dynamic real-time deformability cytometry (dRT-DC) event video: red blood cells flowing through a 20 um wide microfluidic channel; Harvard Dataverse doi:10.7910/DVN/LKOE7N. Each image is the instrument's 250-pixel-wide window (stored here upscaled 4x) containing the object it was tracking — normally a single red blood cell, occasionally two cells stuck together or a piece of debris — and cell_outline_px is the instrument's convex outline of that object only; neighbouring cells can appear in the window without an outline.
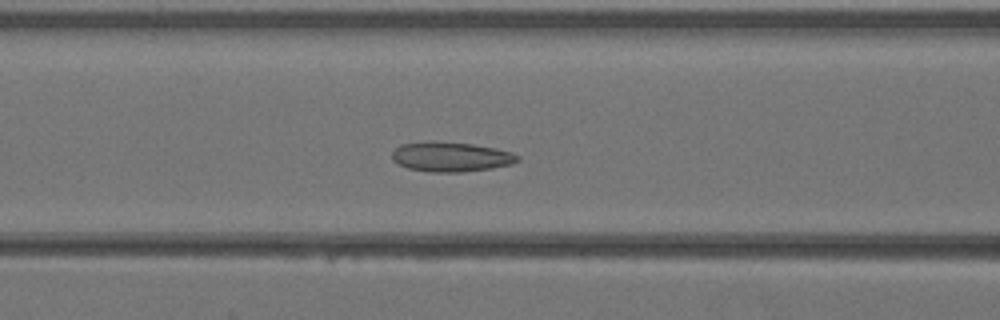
{"species": "Egyptian fruit bat (a non-hibernating species)", "species_latin": "Rousettus aegyptiacus", "temperature_condition": "warm", "stored_images_in_passage": 40, "camera_frame_rate_fps": 3000, "um_per_image_px": 0.085, "animal": {"sex": "female"}, "frame": {"image": 1, "passage_image": 16, "time_ms": 5.0, "image_size_px": [1000, 320], "cell_outline_px": [[520, 160], [512, 164], [492, 168], [460, 172], [432, 172], [408, 168], [392, 160], [392, 152], [400, 144], [472, 144], [496, 148], [512, 152], [520, 156]], "centroid_in_image_um": [38.41, 13.37], "position_along_channel_um": 128.2, "area_um2": 20.87}}
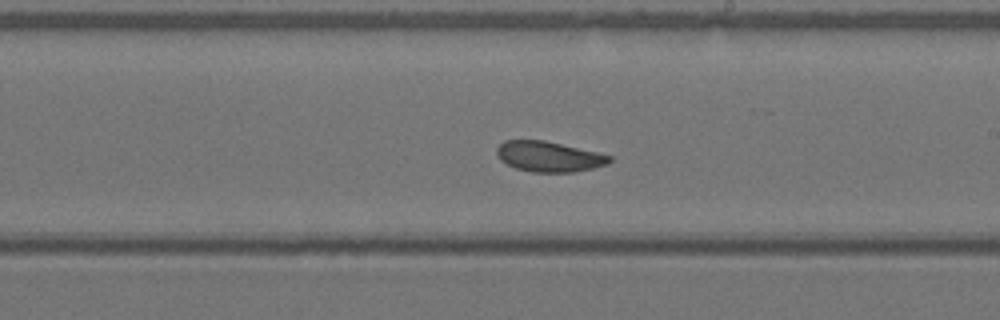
{"frame": {"image": 2, "passage_image": 23, "time_ms": 7.333, "image_size_px": [1000, 320], "cell_outline_px": [[612, 160], [608, 164], [592, 168], [572, 172], [532, 172], [516, 168], [500, 160], [496, 156], [496, 148], [504, 140], [544, 140], [596, 152], [612, 156]], "centroid_in_image_um": [46.63, 13.3], "position_along_channel_um": 242.4, "area_um2": 19.88}}
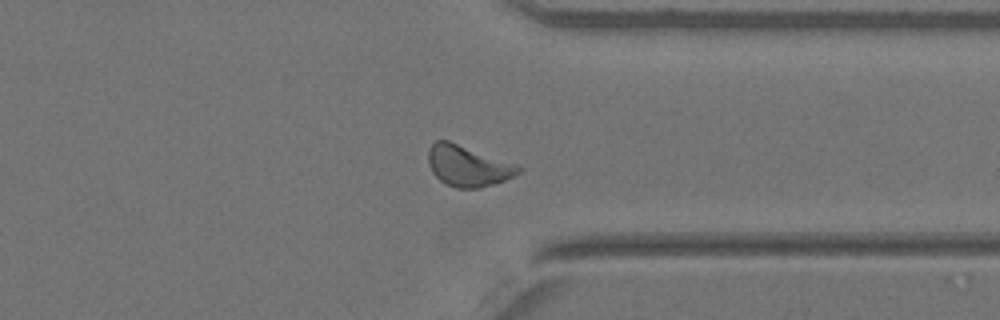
{"frame": {"image": 3, "passage_image": 31, "time_ms": 10.0, "image_size_px": [1000, 320], "cell_outline_px": [[520, 172], [504, 180], [480, 188], [456, 188], [444, 184], [432, 172], [428, 164], [428, 148], [436, 140], [448, 140], [516, 164], [520, 168]], "centroid_in_image_um": [39.72, 14.1], "position_along_channel_um": 371.7, "area_um2": 21.33}}